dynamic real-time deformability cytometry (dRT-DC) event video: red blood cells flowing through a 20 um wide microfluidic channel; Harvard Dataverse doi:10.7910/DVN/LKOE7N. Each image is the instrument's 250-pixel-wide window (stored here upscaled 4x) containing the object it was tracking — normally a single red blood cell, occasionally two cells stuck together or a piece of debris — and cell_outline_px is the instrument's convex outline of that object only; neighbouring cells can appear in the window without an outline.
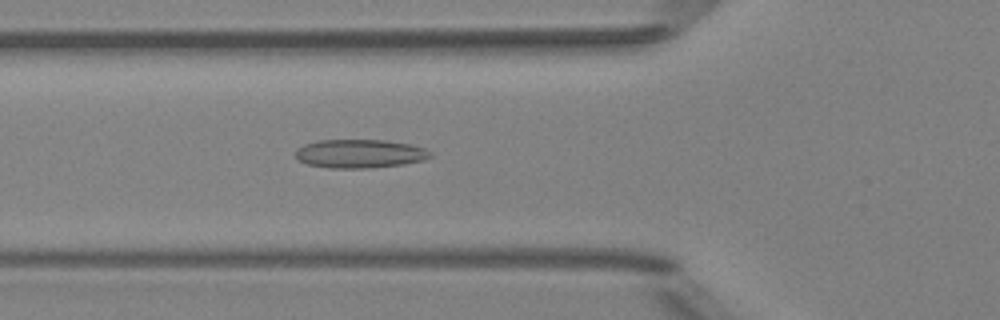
{"species": "Egyptian fruit bat (a non-hibernating species)", "species_latin": "Rousettus aegyptiacus", "temperature_condition": "room temperature", "stored_images_in_passage": 47, "camera_frame_rate_fps": 3000, "um_per_image_px": 0.085, "animal": {"sex": "female"}, "frame": {"image": 1, "passage_image": 14, "time_ms": 4.333, "image_size_px": [1000, 320], "cell_outline_px": [[432, 156], [424, 160], [404, 164], [368, 168], [328, 168], [308, 164], [300, 160], [296, 156], [296, 148], [304, 144], [320, 140], [384, 140], [408, 144], [424, 148], [432, 152]], "centroid_in_image_um": [30.59, 13.06], "position_along_channel_um": 95.2, "area_um2": 22.43}}
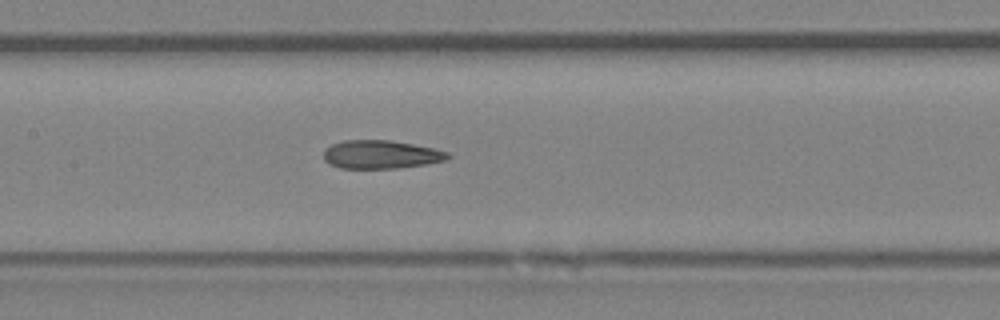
{"frame": {"image": 2, "passage_image": 20, "time_ms": 6.333, "image_size_px": [1000, 320], "cell_outline_px": [[452, 156], [448, 160], [424, 164], [396, 168], [340, 168], [328, 164], [324, 160], [324, 148], [332, 144], [344, 140], [392, 140], [436, 148], [448, 152]], "centroid_in_image_um": [32.39, 13.12], "position_along_channel_um": 175.0, "area_um2": 20.75}}
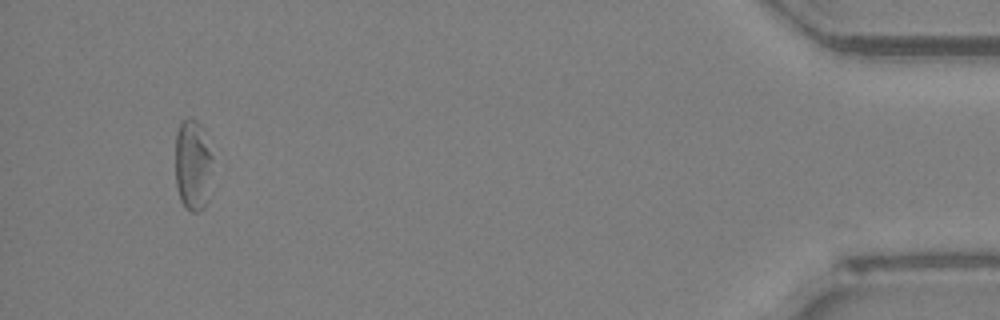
{"frame": {"image": 3, "passage_image": 44, "time_ms": 14.333, "image_size_px": [1000, 320], "cell_outline_px": [[212, 160], [208, 200], [204, 208], [200, 212], [192, 212], [184, 208], [180, 200], [176, 184], [176, 132], [180, 124], [184, 120], [196, 120], [204, 128], [212, 156]], "centroid_in_image_um": [16.4, 14.07], "position_along_channel_um": 418.8, "area_um2": 20.0}, "authors_computed_cell_mechanics": {"area_um2": 21.3282, "velocity_mm_per_s": 3.9999, "shape_relaxation_time_tau1_ms": null, "shape_relaxation_time_tau2_ms": 3.5692, "deformation_change_tau1": null, "deformation_change_tau2": 0.1261}}